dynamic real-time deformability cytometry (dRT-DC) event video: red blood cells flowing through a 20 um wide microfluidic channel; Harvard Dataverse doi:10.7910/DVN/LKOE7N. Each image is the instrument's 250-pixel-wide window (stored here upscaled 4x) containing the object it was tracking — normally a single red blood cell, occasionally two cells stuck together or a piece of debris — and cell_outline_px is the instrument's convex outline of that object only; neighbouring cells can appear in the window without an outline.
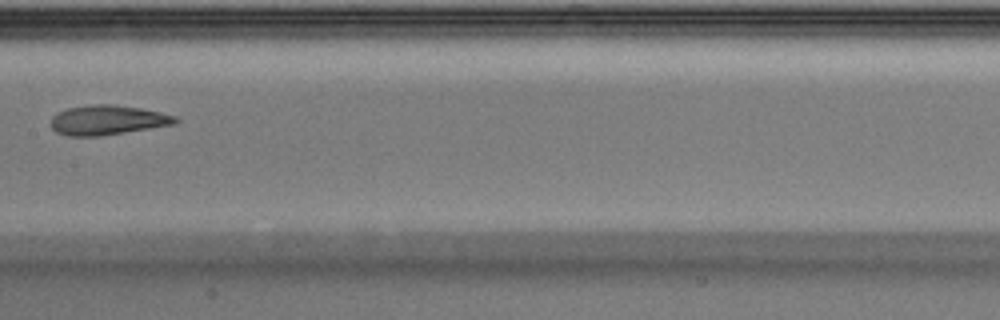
{"species": "Egyptian fruit bat (a non-hibernating species)", "species_latin": "Rousettus aegyptiacus", "temperature_condition": "warm", "stored_images_in_passage": 29, "camera_frame_rate_fps": 3000, "um_per_image_px": 0.085, "animal": {"sex": "male"}, "frame": {"image": 1, "passage_image": 9, "time_ms": 2.667, "image_size_px": [1000, 320], "cell_outline_px": [[180, 120], [172, 124], [100, 136], [68, 136], [56, 132], [52, 128], [52, 116], [56, 112], [68, 108], [92, 104], [112, 104], [140, 108], [160, 112], [176, 116]], "centroid_in_image_um": [9.1, 10.2], "position_along_channel_um": 198.3, "area_um2": 21.33}}